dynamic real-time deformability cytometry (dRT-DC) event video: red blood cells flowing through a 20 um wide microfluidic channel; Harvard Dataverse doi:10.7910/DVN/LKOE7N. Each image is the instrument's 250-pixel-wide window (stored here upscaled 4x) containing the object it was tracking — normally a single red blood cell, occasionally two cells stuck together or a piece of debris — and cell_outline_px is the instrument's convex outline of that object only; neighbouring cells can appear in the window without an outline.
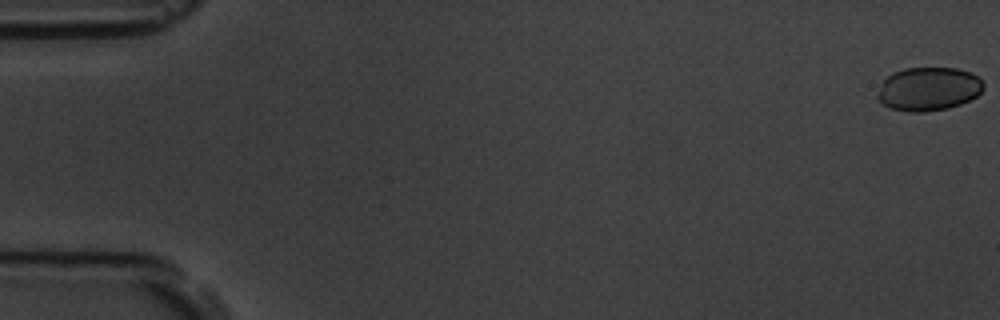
{"species": "common noctule bat (a hibernating species)", "species_latin": "Nyctalus noctula", "temperature_condition": "room temperature", "stored_images_in_passage": 58, "camera_frame_rate_fps": 3000, "um_per_image_px": 0.085, "animal": {"sex": "male", "body_mass_g": 19.5, "forearm_length_mm": 54.6}, "frame": {"image": 1, "passage_image": 1, "time_ms": 0.0, "image_size_px": [1000, 320], "cell_outline_px": [[984, 88], [976, 96], [960, 104], [948, 108], [924, 112], [912, 112], [892, 108], [884, 104], [876, 96], [884, 80], [892, 72], [904, 68], [956, 68], [980, 76], [984, 84]], "centroid_in_image_um": [78.95, 7.55], "position_along_channel_um": 6.1, "area_um2": 26.76}}
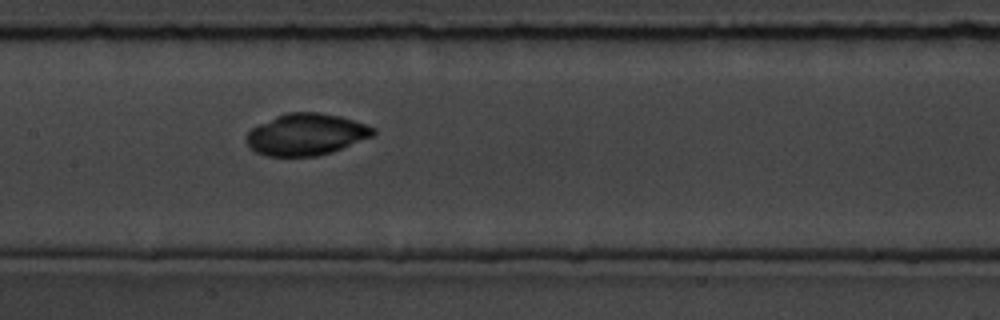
{"frame": {"image": 2, "passage_image": 29, "time_ms": 9.333, "image_size_px": [1000, 320], "cell_outline_px": [[376, 132], [372, 136], [332, 152], [316, 156], [268, 156], [256, 152], [248, 148], [244, 140], [248, 132], [252, 128], [284, 112], [320, 112], [340, 116], [376, 128]], "centroid_in_image_um": [25.99, 11.43], "position_along_channel_um": 181.4, "area_um2": 30.81}}
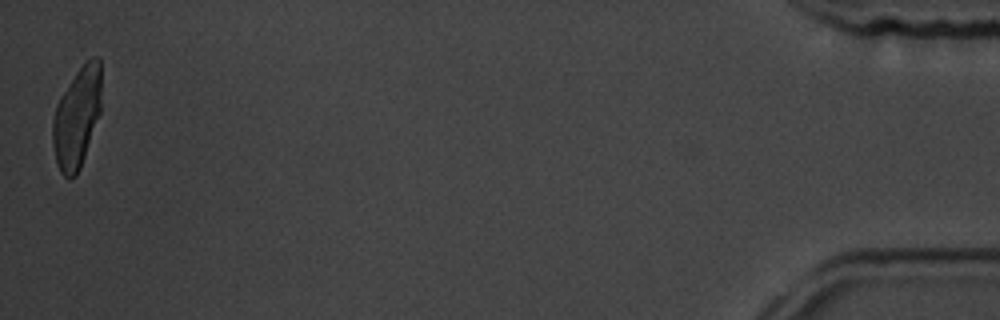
{"frame": {"image": 3, "passage_image": 58, "time_ms": 19.0, "image_size_px": [1000, 320], "cell_outline_px": [[100, 112], [80, 168], [76, 176], [68, 180], [60, 172], [56, 160], [52, 144], [52, 120], [56, 104], [60, 96], [76, 72], [92, 56], [100, 56]], "centroid_in_image_um": [6.51, 10.01], "position_along_channel_um": 428.7, "area_um2": 28.38}}